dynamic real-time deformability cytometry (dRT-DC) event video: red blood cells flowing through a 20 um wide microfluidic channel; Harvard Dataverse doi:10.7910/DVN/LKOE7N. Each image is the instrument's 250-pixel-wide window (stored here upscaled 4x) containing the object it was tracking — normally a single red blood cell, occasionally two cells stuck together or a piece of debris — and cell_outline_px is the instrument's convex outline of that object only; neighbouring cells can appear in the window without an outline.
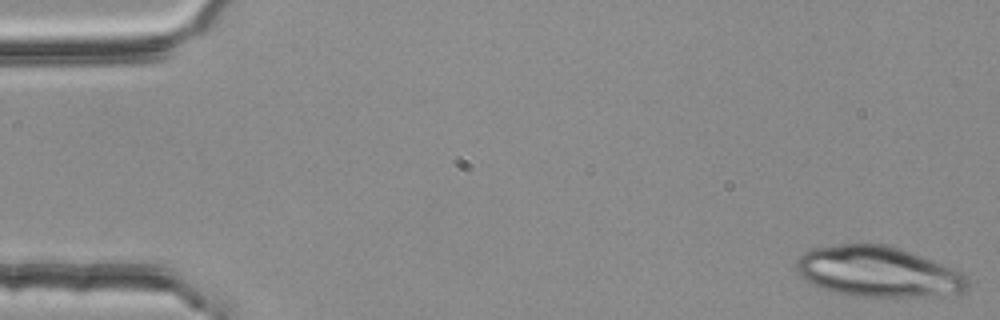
{"species": "common noctule bat (a hibernating species)", "species_latin": "Nyctalus noctula", "temperature_condition": "room temperature", "stored_images_in_passage": 51, "camera_frame_rate_fps": 3000, "um_per_image_px": 0.085, "animal": {"sex": "female", "body_mass_g": 25.1}, "frame": {"image": 1, "passage_image": 1, "time_ms": 0.0, "image_size_px": [1000, 320], "cell_outline_px": [[968, 288], [964, 292], [928, 296], [864, 296], [836, 292], [812, 284], [804, 280], [800, 276], [796, 268], [796, 260], [804, 252], [812, 248], [864, 240], [888, 244], [912, 252], [960, 272], [968, 280]], "centroid_in_image_um": [74.58, 23.04], "position_along_channel_um": 10.4, "area_um2": 50.63}}
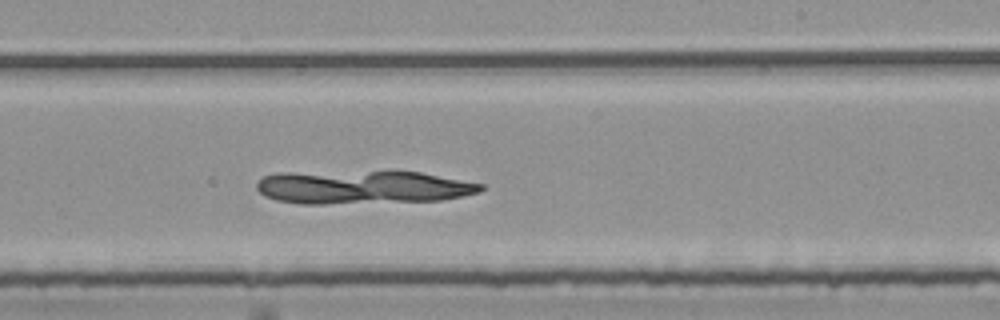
{"frame": {"image": 2, "passage_image": 32, "time_ms": 10.333, "image_size_px": [1000, 320], "cell_outline_px": [[484, 188], [480, 192], [464, 196], [440, 200], [324, 204], [304, 204], [276, 200], [264, 196], [256, 188], [256, 180], [264, 176], [276, 172], [388, 168], [396, 168], [420, 172], [484, 184]], "centroid_in_image_um": [30.79, 15.85], "position_along_channel_um": 258.2, "area_um2": 45.72}}
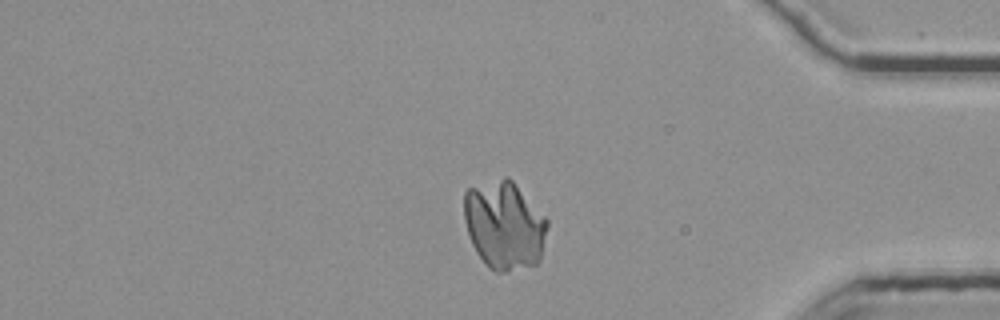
{"frame": {"image": 3, "passage_image": 45, "time_ms": 14.667, "image_size_px": [1000, 320], "cell_outline_px": [[548, 224], [540, 260], [536, 264], [508, 272], [496, 272], [488, 268], [476, 252], [468, 236], [464, 220], [464, 192], [468, 188], [504, 176], [508, 176], [512, 180], [548, 220]], "centroid_in_image_um": [42.85, 19.15], "position_along_channel_um": 392.4, "area_um2": 43.12}}